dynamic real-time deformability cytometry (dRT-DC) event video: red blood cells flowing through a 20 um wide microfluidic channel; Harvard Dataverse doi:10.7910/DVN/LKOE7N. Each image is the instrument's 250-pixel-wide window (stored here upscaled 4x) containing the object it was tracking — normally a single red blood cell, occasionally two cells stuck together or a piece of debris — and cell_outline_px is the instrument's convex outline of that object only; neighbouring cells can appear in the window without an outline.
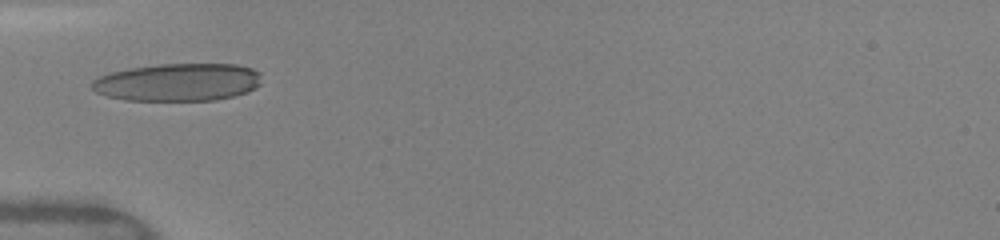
{"species": "human", "species_latin": "Homo sapiens", "temperature_condition": "warm", "stored_images_in_passage": 33, "camera_frame_rate_fps": 3000, "um_per_image_px": 0.085, "donor": {"sex": "female"}, "frame": {"image": 1, "passage_image": 1, "time_ms": 0.0, "image_size_px": [1000, 240], "cell_outline_px": [[260, 84], [256, 88], [248, 92], [216, 100], [124, 100], [108, 96], [96, 92], [92, 88], [92, 80], [100, 76], [112, 72], [128, 68], [160, 64], [236, 64], [252, 68], [260, 72]], "centroid_in_image_um": [15.15, 6.98], "position_along_channel_um": 69.9, "area_um2": 37.34}}
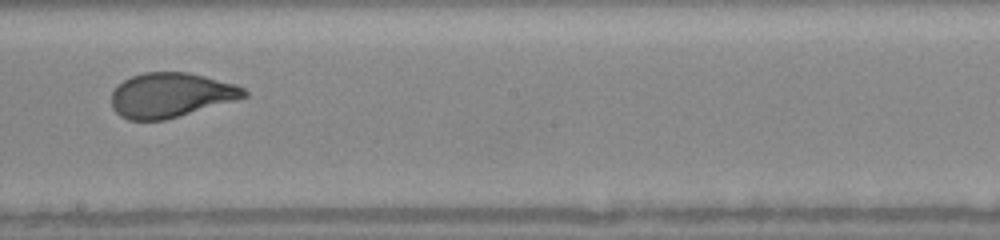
{"frame": {"image": 2, "passage_image": 13, "time_ms": 4.0, "image_size_px": [1000, 240], "cell_outline_px": [[248, 96], [236, 100], [164, 120], [128, 120], [120, 116], [112, 108], [112, 92], [124, 80], [132, 76], [144, 72], [188, 72], [236, 84], [244, 88], [248, 92]], "centroid_in_image_um": [14.53, 8.08], "position_along_channel_um": 233.7, "area_um2": 34.33}}
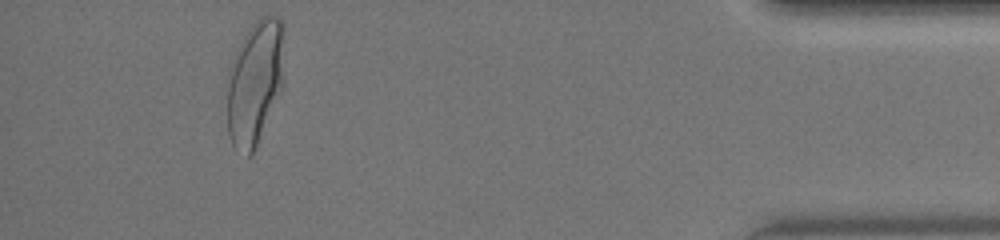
{"frame": {"image": 3, "passage_image": 30, "time_ms": 9.667, "image_size_px": [1000, 240], "cell_outline_px": [[284, 88], [252, 156], [248, 156], [232, 144], [228, 132], [228, 72], [232, 56], [244, 36], [252, 24], [260, 16], [280, 16], [284, 24]], "centroid_in_image_um": [21.72, 6.97], "position_along_channel_um": 413.5, "area_um2": 42.43}, "authors_computed_cell_mechanics": {"area_um2": 35.6048, "velocity_mm_per_s": 4.089, "shape_relaxation_time_tau1_ms": 3.9031, "shape_relaxation_time_tau2_ms": null, "deformation_change_tau1": 0.189, "deformation_change_tau2": null}}